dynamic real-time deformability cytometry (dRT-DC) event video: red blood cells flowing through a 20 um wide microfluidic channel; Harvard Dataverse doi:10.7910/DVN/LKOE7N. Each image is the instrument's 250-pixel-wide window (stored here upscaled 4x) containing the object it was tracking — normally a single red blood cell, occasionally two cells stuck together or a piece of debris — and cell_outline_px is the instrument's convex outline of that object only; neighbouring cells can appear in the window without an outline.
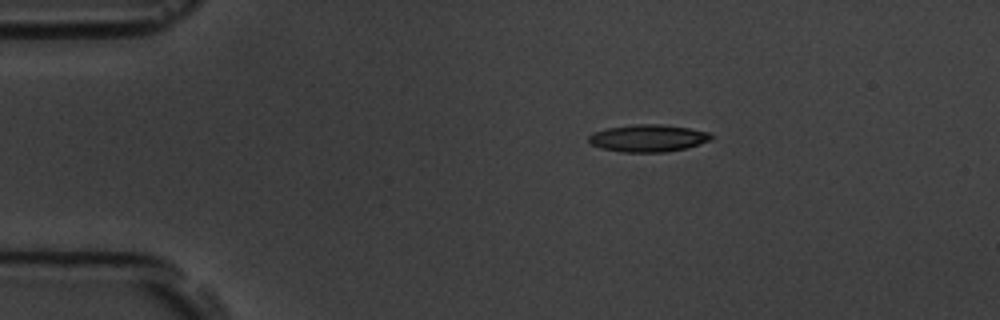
{"species": "common noctule bat (a hibernating species)", "species_latin": "Nyctalus noctula", "temperature_condition": "room temperature", "stored_images_in_passage": 4, "camera_frame_rate_fps": 3000, "um_per_image_px": 0.085, "animal": {"sex": "male", "body_mass_g": 19.5, "forearm_length_mm": 54.6}, "frame": {"image": 1, "passage_image": 1, "time_ms": 0.0, "image_size_px": [1000, 320], "cell_outline_px": [[712, 140], [688, 148], [664, 152], [624, 152], [600, 148], [592, 144], [588, 140], [588, 136], [592, 132], [608, 128], [636, 124], [656, 124], [688, 128], [708, 132], [712, 136]], "centroid_in_image_um": [55.08, 11.75], "position_along_channel_um": 29.9, "area_um2": 19.36}}
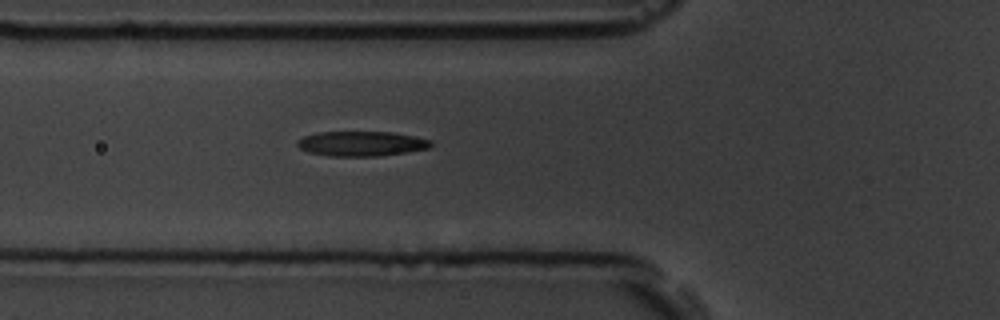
{"frame": {"image": 2, "passage_image": 4, "time_ms": 3.333, "image_size_px": [1000, 320], "cell_outline_px": [[432, 144], [428, 148], [408, 152], [380, 156], [328, 156], [308, 152], [300, 148], [296, 144], [304, 136], [320, 132], [392, 132], [432, 140]], "centroid_in_image_um": [30.73, 12.22], "position_along_channel_um": 95.1, "area_um2": 19.25}}